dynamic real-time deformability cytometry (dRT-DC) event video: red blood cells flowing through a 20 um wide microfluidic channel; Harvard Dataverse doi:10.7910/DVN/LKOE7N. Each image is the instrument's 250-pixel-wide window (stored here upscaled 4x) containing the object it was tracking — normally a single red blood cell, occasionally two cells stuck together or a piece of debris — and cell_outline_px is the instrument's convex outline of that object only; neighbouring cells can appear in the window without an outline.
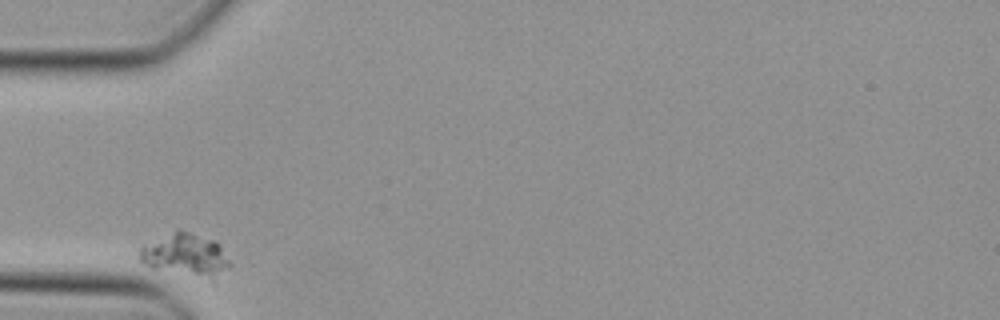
{"species": "Egyptian fruit bat (a non-hibernating species)", "species_latin": "Rousettus aegyptiacus", "temperature_condition": "cold", "stored_images_in_passage": 28, "camera_frame_rate_fps": 3000, "um_per_image_px": 0.085, "animal": {"sex": "female"}, "frame": {"image": 1, "passage_image": 1, "time_ms": 0.0, "image_size_px": [1000, 320], "cell_outline_px": [[232, 264], [216, 280], [212, 280], [152, 268], [144, 264], [140, 260], [140, 248], [176, 228], [212, 240], [220, 244]], "centroid_in_image_um": [15.82, 21.69], "position_along_channel_um": 69.2, "area_um2": 22.48}}
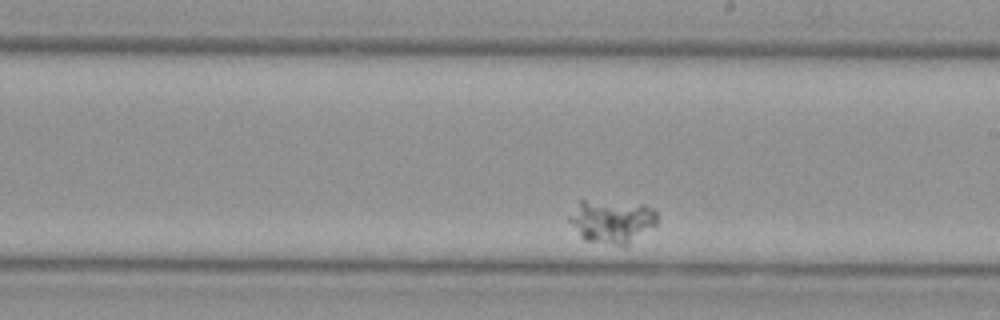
{"frame": {"image": 2, "passage_image": 16, "time_ms": 5.0, "image_size_px": [1000, 320], "cell_outline_px": [[656, 224], [628, 244], [616, 244], [584, 240], [580, 236], [568, 220], [568, 216], [580, 200], [584, 200], [644, 204], [656, 208]], "centroid_in_image_um": [52.0, 18.78], "position_along_channel_um": 237.0, "area_um2": 21.85}}
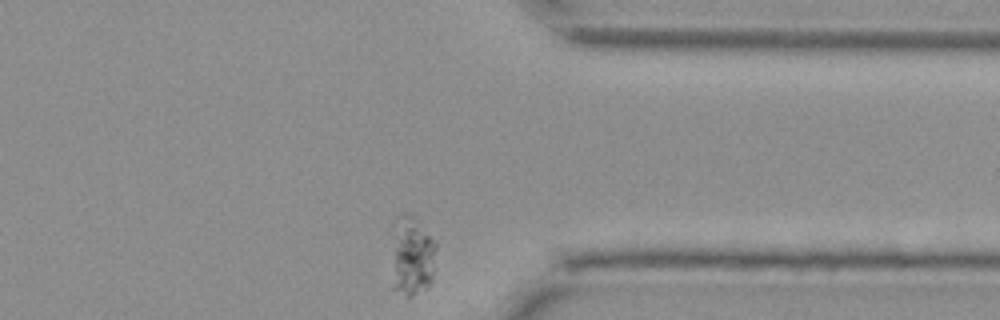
{"frame": {"image": 3, "passage_image": 28, "time_ms": 9.0, "image_size_px": [1000, 320], "cell_outline_px": [[436, 248], [432, 280], [428, 288], [408, 300], [392, 288], [396, 248], [404, 216], [412, 216], [436, 244]], "centroid_in_image_um": [35.13, 22.07], "position_along_channel_um": 376.3, "area_um2": 18.79}}